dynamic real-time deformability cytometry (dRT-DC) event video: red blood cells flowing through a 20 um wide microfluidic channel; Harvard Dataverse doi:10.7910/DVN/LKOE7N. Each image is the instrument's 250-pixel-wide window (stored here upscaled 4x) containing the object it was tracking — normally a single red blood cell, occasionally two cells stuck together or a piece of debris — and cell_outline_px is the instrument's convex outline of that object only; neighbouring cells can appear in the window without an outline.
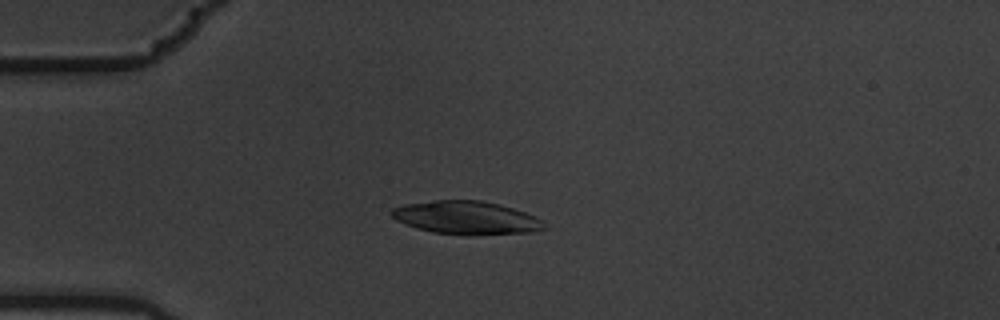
{"species": "common noctule bat (a hibernating species)", "species_latin": "Nyctalus noctula", "temperature_condition": "warm", "stored_images_in_passage": 11, "camera_frame_rate_fps": 3000, "um_per_image_px": 0.085, "animal": {"sex": "male", "body_mass_g": 19.5, "forearm_length_mm": 54.6}, "frame": {"image": 1, "passage_image": 4, "time_ms": 1.0, "image_size_px": [1000, 320], "cell_outline_px": [[548, 228], [532, 232], [432, 232], [416, 228], [396, 220], [388, 212], [392, 208], [404, 204], [436, 200], [480, 200], [500, 204], [536, 216], [544, 220]], "centroid_in_image_um": [39.62, 18.45], "position_along_channel_um": 45.4, "area_um2": 28.55}}
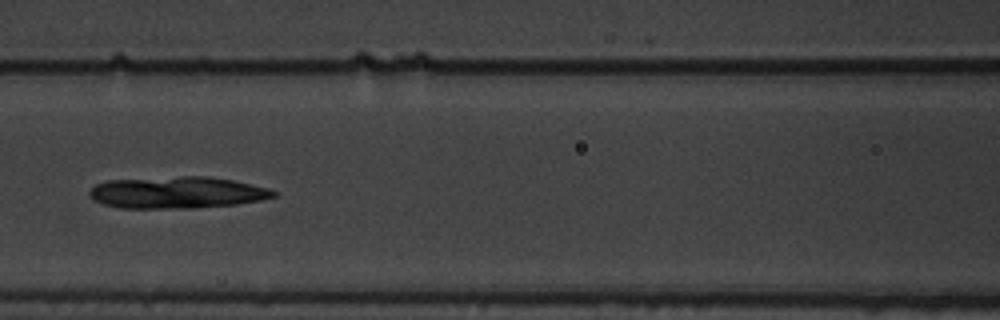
{"frame": {"image": 2, "passage_image": 7, "time_ms": 2.0, "image_size_px": [1000, 320], "cell_outline_px": [[280, 192], [276, 196], [260, 200], [236, 204], [192, 208], [120, 208], [104, 204], [92, 200], [88, 196], [88, 192], [96, 184], [108, 180], [180, 176], [208, 176], [232, 180], [268, 188]], "centroid_in_image_um": [15.03, 16.36], "position_along_channel_um": 151.6, "area_um2": 34.22}}
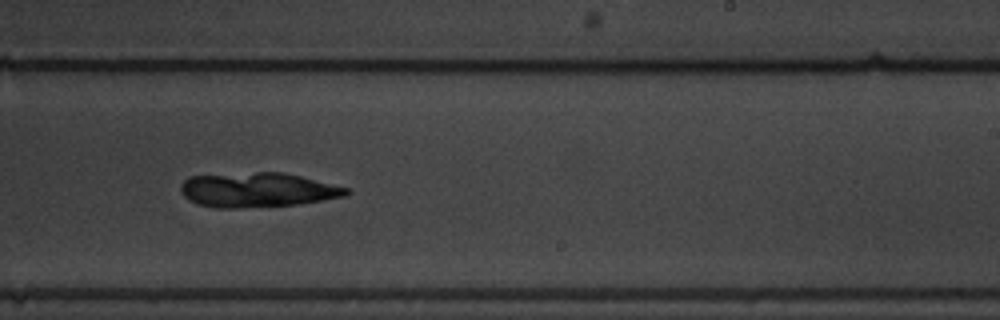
{"frame": {"image": 3, "passage_image": 10, "time_ms": 3.0, "image_size_px": [1000, 320], "cell_outline_px": [[352, 192], [344, 196], [296, 204], [236, 208], [212, 208], [196, 204], [188, 200], [180, 192], [180, 184], [188, 176], [256, 172], [284, 172], [348, 188]], "centroid_in_image_um": [21.81, 16.14], "position_along_channel_um": 267.2, "area_um2": 33.35}}